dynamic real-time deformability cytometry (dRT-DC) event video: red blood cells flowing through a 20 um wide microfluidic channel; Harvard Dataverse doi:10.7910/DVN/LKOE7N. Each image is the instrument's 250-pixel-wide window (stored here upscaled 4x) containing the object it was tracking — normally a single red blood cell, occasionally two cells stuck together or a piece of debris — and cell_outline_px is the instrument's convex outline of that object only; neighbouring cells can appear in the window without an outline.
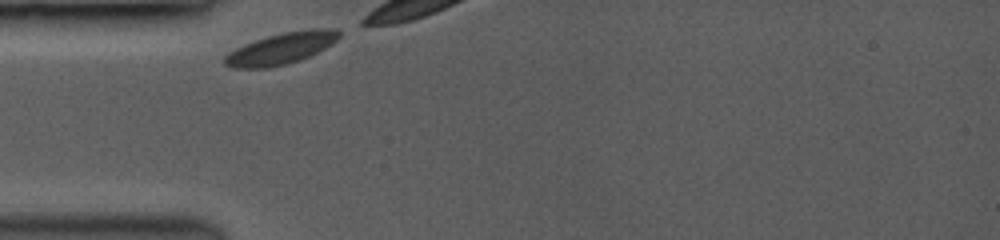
{"species": "common noctule bat (a hibernating species)", "species_latin": "Nyctalus noctula", "temperature_condition": "room temperature", "stored_images_in_passage": 5, "camera_frame_rate_fps": 3500, "um_per_image_px": 0.085, "animal": {"sex": "female", "body_mass_g": 19.0, "forearm_length_mm": 53.3}, "frame": {"image": 1, "passage_image": 1, "time_ms": 0.0, "image_size_px": [1000, 240], "cell_outline_px": [[340, 36], [332, 44], [308, 56], [284, 64], [268, 68], [232, 68], [224, 64], [224, 56], [228, 52], [244, 44], [268, 36], [284, 32], [312, 28], [336, 28], [340, 32]], "centroid_in_image_um": [23.88, 4.1], "position_along_channel_um": 61.1, "area_um2": 20.75}}